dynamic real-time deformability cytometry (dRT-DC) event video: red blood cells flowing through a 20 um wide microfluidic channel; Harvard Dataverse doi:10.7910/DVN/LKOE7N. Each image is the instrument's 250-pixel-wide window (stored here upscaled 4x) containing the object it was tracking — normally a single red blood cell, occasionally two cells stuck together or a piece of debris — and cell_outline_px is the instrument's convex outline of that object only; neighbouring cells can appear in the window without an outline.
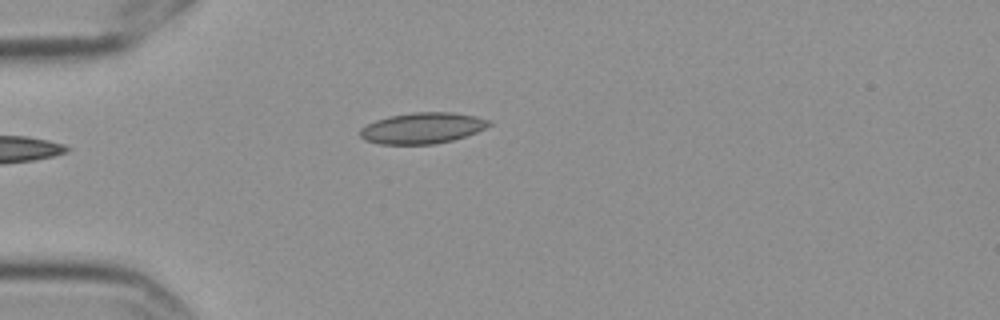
{"species": "Egyptian fruit bat (a non-hibernating species)", "species_latin": "Rousettus aegyptiacus", "temperature_condition": "cold", "stored_images_in_passage": 2, "camera_frame_rate_fps": 3000, "um_per_image_px": 0.085, "frame": {"image": 1, "passage_image": 2, "time_ms": 0.333, "image_size_px": [1000, 320], "cell_outline_px": [[492, 124], [476, 132], [452, 140], [436, 144], [380, 144], [364, 140], [360, 136], [360, 128], [376, 120], [388, 116], [412, 112], [452, 112], [476, 116], [492, 120]], "centroid_in_image_um": [35.9, 10.88], "position_along_channel_um": 49.1, "area_um2": 23.35}}